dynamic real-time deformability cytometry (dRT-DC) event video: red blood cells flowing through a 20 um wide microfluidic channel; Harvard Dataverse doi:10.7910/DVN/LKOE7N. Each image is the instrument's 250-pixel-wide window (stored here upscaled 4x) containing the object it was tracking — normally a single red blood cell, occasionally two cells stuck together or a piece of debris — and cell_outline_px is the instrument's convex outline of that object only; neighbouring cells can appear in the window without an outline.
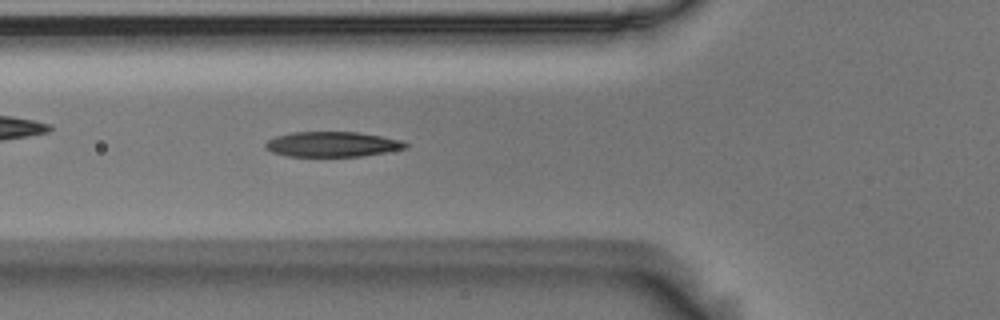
{"species": "Egyptian fruit bat (a non-hibernating species)", "species_latin": "Rousettus aegyptiacus", "temperature_condition": "room temperature", "stored_images_in_passage": 55, "camera_frame_rate_fps": 3000, "um_per_image_px": 0.085, "animal": {"sex": "male"}, "frame": {"image": 1, "passage_image": 19, "time_ms": 6.0, "image_size_px": [1000, 320], "cell_outline_px": [[408, 148], [364, 156], [284, 156], [272, 152], [264, 148], [264, 144], [268, 140], [276, 136], [292, 132], [356, 132], [380, 136], [400, 140], [408, 144]], "centroid_in_image_um": [28.22, 12.27], "position_along_channel_um": 97.6, "area_um2": 20.52}}
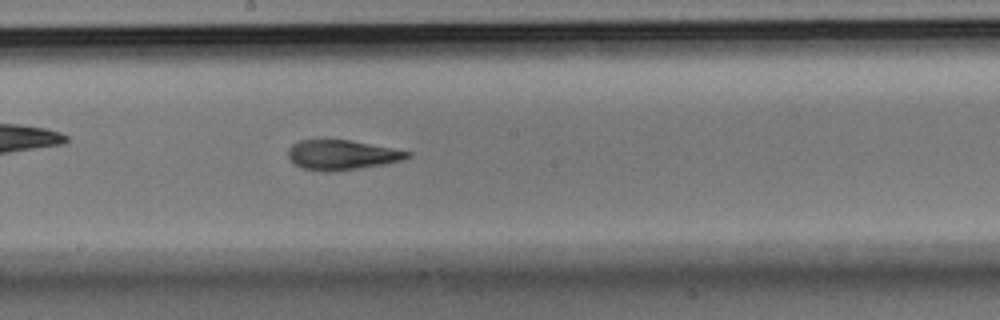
{"frame": {"image": 2, "passage_image": 29, "time_ms": 9.333, "image_size_px": [1000, 320], "cell_outline_px": [[412, 156], [404, 160], [384, 164], [360, 168], [332, 172], [324, 172], [300, 168], [288, 156], [288, 148], [292, 144], [300, 140], [352, 140], [412, 152]], "centroid_in_image_um": [29.08, 13.17], "position_along_channel_um": 219.1, "area_um2": 20.87}}
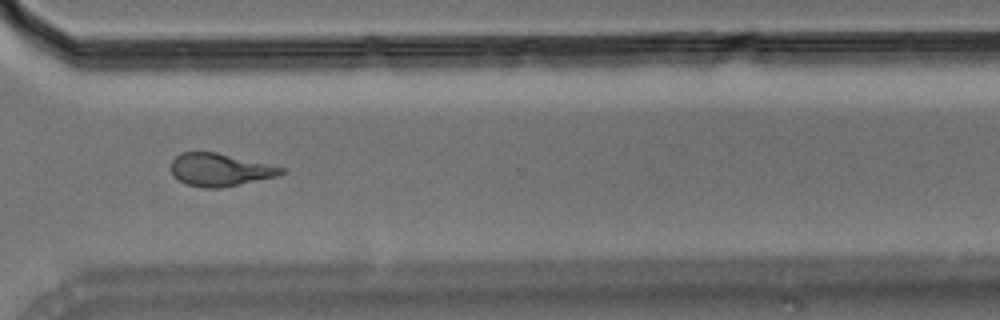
{"frame": {"image": 3, "passage_image": 40, "time_ms": 13.0, "image_size_px": [1000, 320], "cell_outline_px": [[284, 172], [276, 176], [220, 188], [204, 188], [188, 184], [172, 176], [172, 160], [180, 152], [216, 152], [284, 168]], "centroid_in_image_um": [18.64, 14.43], "position_along_channel_um": 352.0, "area_um2": 20.58}, "authors_computed_cell_mechanics": {"area_um2": 21.0392, "velocity_mm_per_s": 3.6251, "shape_relaxation_time_tau1_ms": 6.729, "shape_relaxation_time_tau2_ms": 2.5518, "deformation_change_tau1": 0.2269, "deformation_change_tau2": 0.1259}}